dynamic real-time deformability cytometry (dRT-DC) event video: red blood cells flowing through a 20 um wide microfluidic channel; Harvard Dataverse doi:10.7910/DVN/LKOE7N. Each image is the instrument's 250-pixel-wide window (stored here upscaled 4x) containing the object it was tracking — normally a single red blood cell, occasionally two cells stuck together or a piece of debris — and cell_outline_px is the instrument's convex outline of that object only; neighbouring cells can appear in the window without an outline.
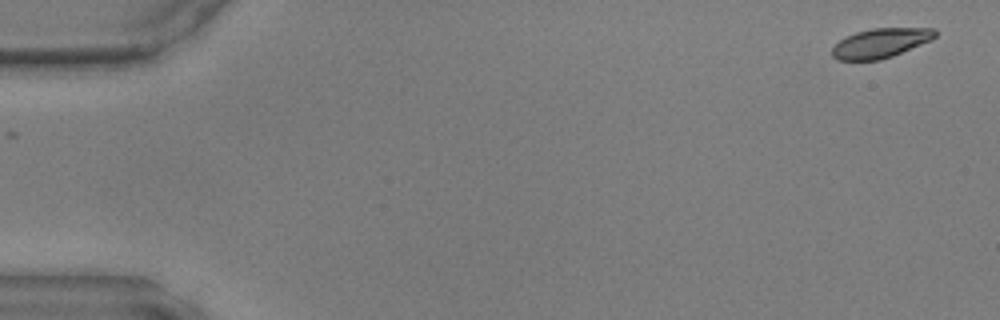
{"species": "common noctule bat (a hibernating species)", "species_latin": "Nyctalus noctula", "temperature_condition": "warm", "stored_images_in_passage": 47, "camera_frame_rate_fps": 3000, "um_per_image_px": 0.085, "animal": {"sex": "male", "body_mass_g": 17.9, "forearm_length_mm": 54.2}, "frame": {"image": 1, "passage_image": 1, "time_ms": 0.0, "image_size_px": [1000, 320], "cell_outline_px": [[936, 36], [932, 40], [892, 56], [880, 60], [836, 60], [832, 56], [832, 48], [840, 40], [856, 32], [872, 28], [936, 28]], "centroid_in_image_um": [74.86, 3.66], "position_along_channel_um": 10.1, "area_um2": 17.63}}
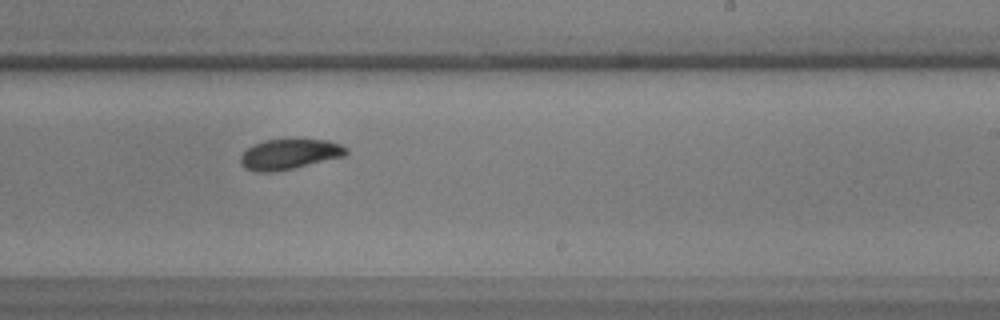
{"frame": {"image": 2, "passage_image": 29, "time_ms": 9.333, "image_size_px": [1000, 320], "cell_outline_px": [[348, 152], [344, 156], [292, 168], [272, 172], [256, 172], [244, 168], [240, 164], [240, 156], [252, 144], [264, 140], [296, 136], [328, 140], [340, 144], [348, 148]], "centroid_in_image_um": [24.59, 13.04], "position_along_channel_um": 264.4, "area_um2": 19.42}}
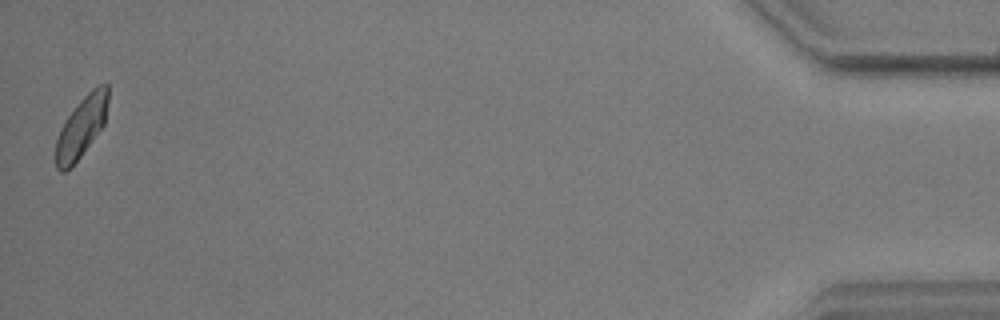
{"frame": {"image": 3, "passage_image": 47, "time_ms": 15.333, "image_size_px": [1000, 320], "cell_outline_px": [[108, 100], [104, 124], [80, 156], [64, 172], [60, 172], [56, 168], [56, 140], [60, 128], [68, 116], [80, 100], [92, 88], [100, 84], [108, 84]], "centroid_in_image_um": [6.92, 10.77], "position_along_channel_um": 428.3, "area_um2": 18.09}}